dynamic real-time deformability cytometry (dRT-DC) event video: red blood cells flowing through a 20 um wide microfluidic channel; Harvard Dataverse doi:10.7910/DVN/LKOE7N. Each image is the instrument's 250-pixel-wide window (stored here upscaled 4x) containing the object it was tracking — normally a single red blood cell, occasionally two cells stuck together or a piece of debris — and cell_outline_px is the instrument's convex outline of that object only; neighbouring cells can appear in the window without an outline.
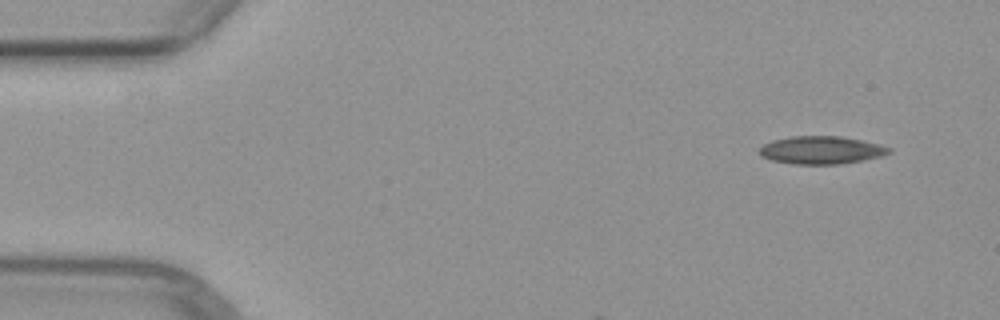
{"species": "common noctule bat (a hibernating species)", "species_latin": "Nyctalus noctula", "temperature_condition": "warm", "stored_images_in_passage": 3, "camera_frame_rate_fps": 3000, "um_per_image_px": 0.085, "animal": {"sex": "female", "body_mass_g": 29.2, "forearm_length_mm": 56.3}, "frame": {"image": 1, "passage_image": 1, "time_ms": 0.0, "image_size_px": [1000, 320], "cell_outline_px": [[892, 152], [884, 156], [864, 160], [840, 164], [796, 164], [772, 160], [760, 156], [756, 152], [764, 144], [772, 140], [792, 136], [840, 136], [880, 144], [892, 148]], "centroid_in_image_um": [69.82, 12.76], "position_along_channel_um": 15.2, "area_um2": 21.21}}
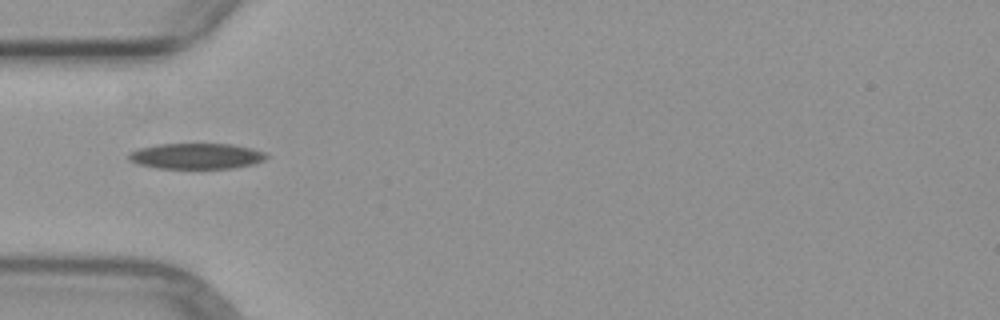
{"frame": {"image": 2, "passage_image": 3, "time_ms": 4.0, "image_size_px": [1000, 320], "cell_outline_px": [[268, 156], [264, 160], [252, 164], [232, 168], [156, 168], [136, 164], [128, 160], [128, 152], [140, 148], [156, 144], [232, 144], [252, 148], [264, 152]], "centroid_in_image_um": [16.65, 13.26], "position_along_channel_um": 68.4, "area_um2": 20.69}}